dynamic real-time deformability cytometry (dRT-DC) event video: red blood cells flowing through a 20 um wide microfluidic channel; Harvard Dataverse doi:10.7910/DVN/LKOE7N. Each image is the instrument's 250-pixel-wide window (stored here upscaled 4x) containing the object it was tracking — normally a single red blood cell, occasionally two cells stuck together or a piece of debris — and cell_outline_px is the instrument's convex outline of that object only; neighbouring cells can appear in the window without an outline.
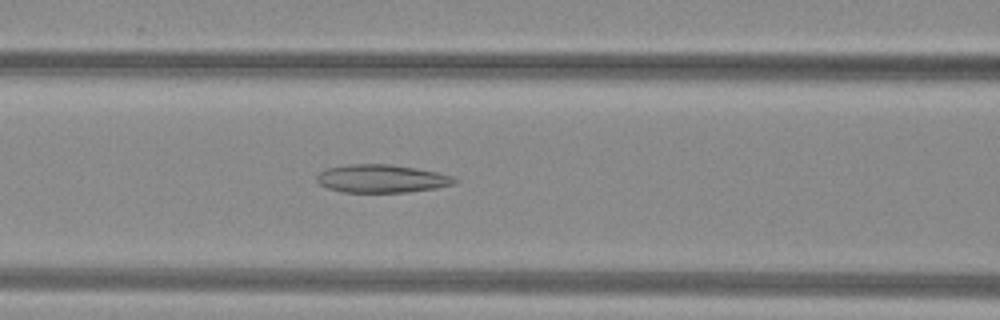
{"species": "common noctule bat (a hibernating species)", "species_latin": "Nyctalus noctula", "temperature_condition": "warm", "stored_images_in_passage": 40, "camera_frame_rate_fps": 3000, "um_per_image_px": 0.085, "animal": {"sex": "female", "body_mass_g": 29.2, "forearm_length_mm": 56.3}, "frame": {"image": 1, "passage_image": 15, "time_ms": 4.667, "image_size_px": [1000, 320], "cell_outline_px": [[456, 180], [452, 184], [436, 188], [404, 192], [344, 192], [328, 188], [320, 184], [316, 180], [316, 176], [324, 168], [348, 164], [392, 164], [416, 168], [436, 172], [452, 176]], "centroid_in_image_um": [32.38, 15.17], "position_along_channel_um": 134.2, "area_um2": 22.43}}
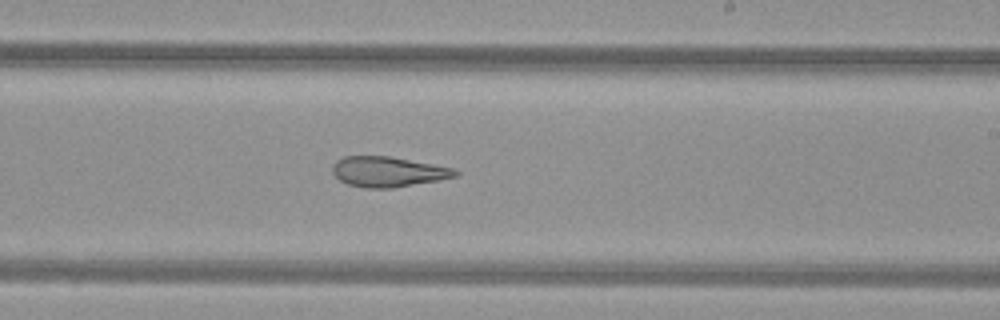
{"frame": {"image": 2, "passage_image": 24, "time_ms": 7.667, "image_size_px": [1000, 320], "cell_outline_px": [[460, 172], [456, 176], [440, 180], [392, 188], [364, 188], [348, 184], [340, 180], [332, 172], [332, 168], [336, 160], [344, 156], [388, 156], [432, 164], [452, 168]], "centroid_in_image_um": [32.96, 14.6], "position_along_channel_um": 256.0, "area_um2": 21.5}}
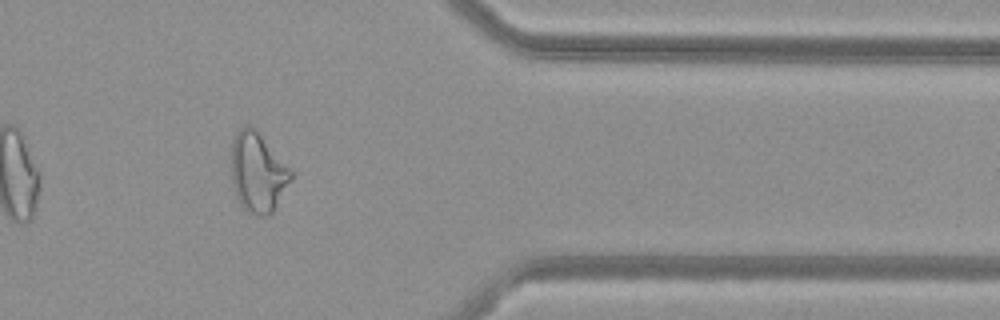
{"frame": {"image": 3, "passage_image": 35, "time_ms": 11.333, "image_size_px": [1000, 320], "cell_outline_px": [[292, 176], [272, 212], [268, 216], [260, 216], [248, 212], [240, 204], [236, 196], [232, 184], [232, 140], [236, 132], [244, 124], [248, 124], [292, 168]], "centroid_in_image_um": [21.89, 14.66], "position_along_channel_um": 389.5, "area_um2": 27.22}, "authors_computed_cell_mechanics": {"area_um2": 24.2471, "velocity_mm_per_s": 4.0736, "shape_relaxation_time_tau1_ms": null, "shape_relaxation_time_tau2_ms": 4.3953, "deformation_change_tau1": null, "deformation_change_tau2": 0.1588}}